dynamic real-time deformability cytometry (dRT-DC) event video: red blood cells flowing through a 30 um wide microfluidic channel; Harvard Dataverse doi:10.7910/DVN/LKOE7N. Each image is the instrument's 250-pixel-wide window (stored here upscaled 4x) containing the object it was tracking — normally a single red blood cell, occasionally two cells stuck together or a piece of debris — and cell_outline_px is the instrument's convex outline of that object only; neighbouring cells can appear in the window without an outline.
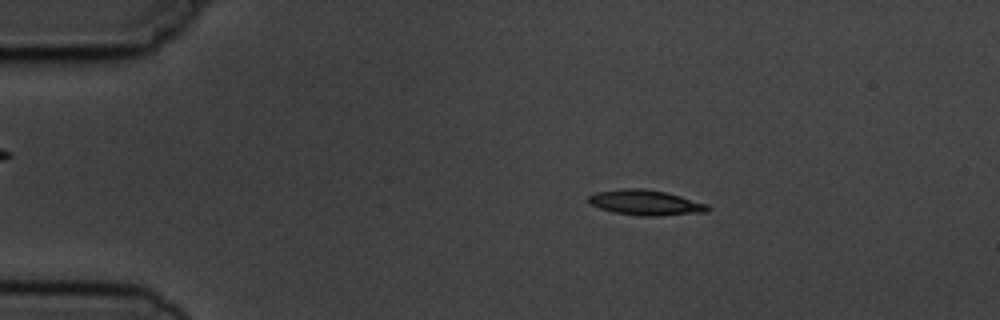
{"species": "common noctule bat (a hibernating species)", "species_latin": "Nyctalus noctula", "temperature_condition": "cold", "stored_images_in_passage": 3, "camera_frame_rate_fps": 3000, "um_per_image_px": 0.085, "animal": {"sex": "male", "body_mass_g": 19.5, "forearm_length_mm": 54.6}, "frame": {"image": 1, "passage_image": 2, "time_ms": 1.333, "image_size_px": [1000, 320], "cell_outline_px": [[712, 208], [708, 212], [656, 216], [640, 216], [616, 212], [600, 208], [592, 204], [588, 200], [588, 196], [596, 192], [624, 188], [640, 188], [664, 192], [680, 196], [708, 204]], "centroid_in_image_um": [54.92, 17.22], "position_along_channel_um": 30.1, "area_um2": 17.4}}